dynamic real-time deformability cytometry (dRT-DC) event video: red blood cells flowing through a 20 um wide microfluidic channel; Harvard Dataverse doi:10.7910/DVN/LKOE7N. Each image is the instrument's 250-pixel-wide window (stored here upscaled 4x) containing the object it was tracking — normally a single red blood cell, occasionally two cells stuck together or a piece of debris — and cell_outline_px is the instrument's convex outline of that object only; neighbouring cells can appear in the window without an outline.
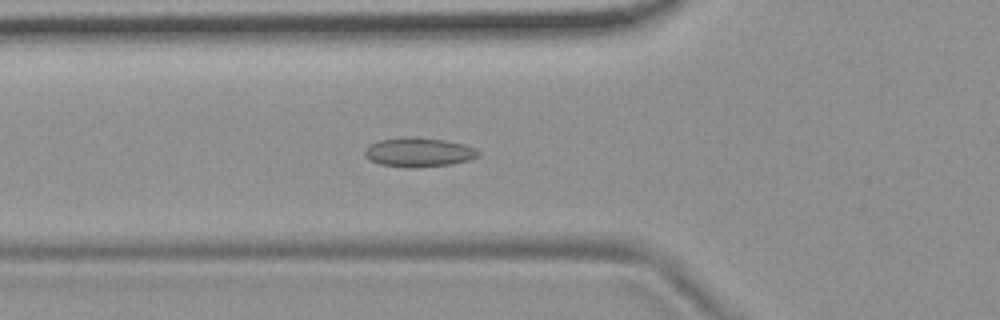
{"species": "common noctule bat (a hibernating species)", "species_latin": "Nyctalus noctula", "temperature_condition": "room temperature", "stored_images_in_passage": 55, "camera_frame_rate_fps": 3000, "um_per_image_px": 0.085, "animal": {"sex": "female", "body_mass_g": 19.9}, "frame": {"image": 1, "passage_image": 20, "time_ms": 6.333, "image_size_px": [1000, 320], "cell_outline_px": [[480, 156], [468, 160], [452, 164], [416, 168], [408, 168], [380, 164], [368, 160], [364, 156], [364, 152], [372, 144], [380, 140], [404, 136], [412, 136], [444, 140], [464, 144], [476, 148], [480, 152]], "centroid_in_image_um": [35.61, 12.94], "position_along_channel_um": 90.2, "area_um2": 19.54}}
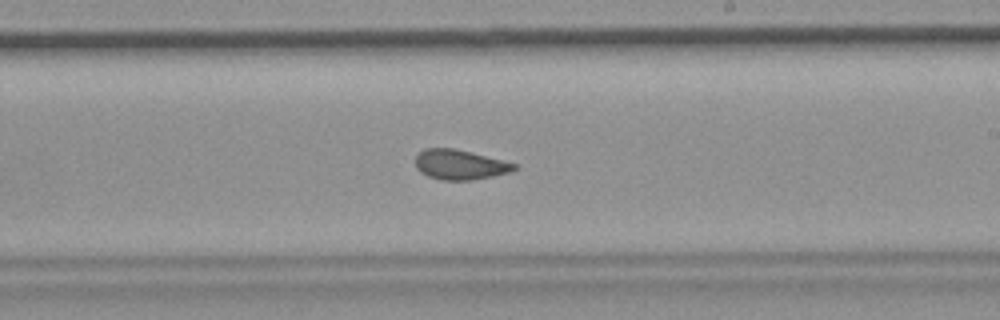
{"frame": {"image": 2, "passage_image": 33, "time_ms": 10.667, "image_size_px": [1000, 320], "cell_outline_px": [[516, 168], [508, 172], [492, 176], [472, 180], [440, 180], [428, 176], [420, 172], [416, 168], [416, 156], [424, 148], [452, 148], [472, 152], [504, 160], [516, 164]], "centroid_in_image_um": [39.06, 13.99], "position_along_channel_um": 249.9, "area_um2": 17.17}}
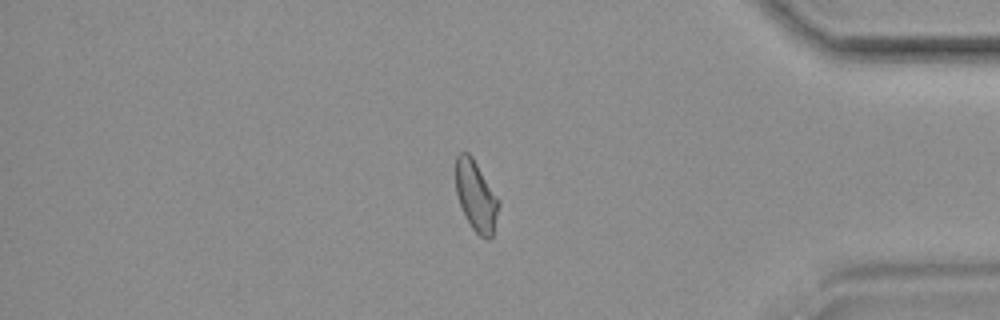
{"frame": {"image": 3, "passage_image": 47, "time_ms": 15.333, "image_size_px": [1000, 320], "cell_outline_px": [[500, 204], [492, 236], [488, 240], [480, 236], [472, 228], [460, 204], [456, 192], [456, 156], [460, 152], [468, 152], [472, 156], [500, 200]], "centroid_in_image_um": [40.48, 16.64], "position_along_channel_um": 394.7, "area_um2": 17.51}, "authors_computed_cell_mechanics": {"area_um2": 18.3226, "velocity_mm_per_s": 3.6897, "shape_relaxation_time_tau1_ms": null, "shape_relaxation_time_tau2_ms": 1.0986, "deformation_change_tau1": null, "deformation_change_tau2": 0.0592}}